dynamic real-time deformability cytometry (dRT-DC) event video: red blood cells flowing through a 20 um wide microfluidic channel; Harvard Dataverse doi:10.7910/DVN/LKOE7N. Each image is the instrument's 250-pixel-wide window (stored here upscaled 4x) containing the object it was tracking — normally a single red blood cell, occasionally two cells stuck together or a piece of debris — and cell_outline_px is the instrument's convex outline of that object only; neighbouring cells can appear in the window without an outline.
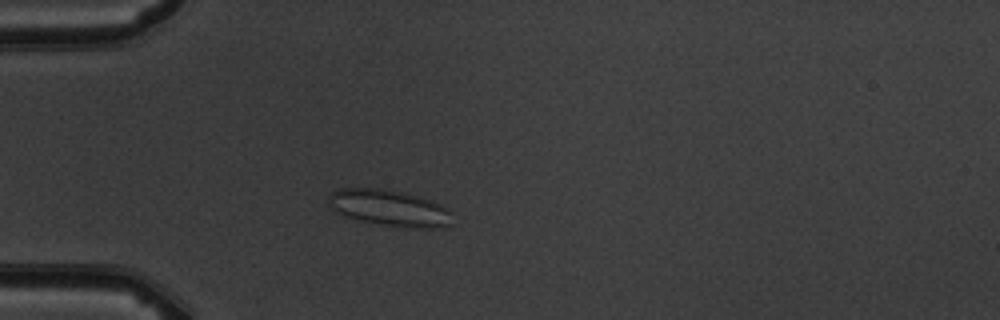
{"species": "common noctule bat (a hibernating species)", "species_latin": "Nyctalus noctula", "temperature_condition": "warm", "stored_images_in_passage": 3, "camera_frame_rate_fps": 3000, "um_per_image_px": 0.085, "animal": {"sex": "male", "body_mass_g": 19.5, "forearm_length_mm": 54.6}, "frame": {"image": 1, "passage_image": 2, "time_ms": 1.333, "image_size_px": [1000, 320], "cell_outline_px": [[452, 224], [444, 228], [408, 228], [384, 224], [344, 216], [336, 212], [328, 204], [328, 196], [332, 192], [340, 188], [384, 188], [404, 192], [420, 196], [432, 200], [440, 204], [448, 212]], "centroid_in_image_um": [33.1, 17.66], "position_along_channel_um": 51.9, "area_um2": 26.13}}